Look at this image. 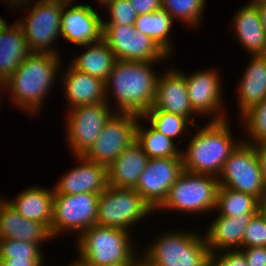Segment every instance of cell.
Wrapping results in <instances>:
<instances>
[{
	"mask_svg": "<svg viewBox=\"0 0 266 266\" xmlns=\"http://www.w3.org/2000/svg\"><path fill=\"white\" fill-rule=\"evenodd\" d=\"M62 60L61 55L29 54L0 86L2 92L9 95V103L29 116L39 117L49 92L55 90L54 83L58 84L57 81H60L61 66L64 63Z\"/></svg>",
	"mask_w": 266,
	"mask_h": 266,
	"instance_id": "1",
	"label": "cell"
},
{
	"mask_svg": "<svg viewBox=\"0 0 266 266\" xmlns=\"http://www.w3.org/2000/svg\"><path fill=\"white\" fill-rule=\"evenodd\" d=\"M156 66L152 62L116 61L105 82L106 102L114 112L143 116L153 106L160 75Z\"/></svg>",
	"mask_w": 266,
	"mask_h": 266,
	"instance_id": "2",
	"label": "cell"
},
{
	"mask_svg": "<svg viewBox=\"0 0 266 266\" xmlns=\"http://www.w3.org/2000/svg\"><path fill=\"white\" fill-rule=\"evenodd\" d=\"M230 126L228 118L194 125L196 132L181 150L184 171L218 178L225 161L243 140V136L234 137Z\"/></svg>",
	"mask_w": 266,
	"mask_h": 266,
	"instance_id": "3",
	"label": "cell"
},
{
	"mask_svg": "<svg viewBox=\"0 0 266 266\" xmlns=\"http://www.w3.org/2000/svg\"><path fill=\"white\" fill-rule=\"evenodd\" d=\"M165 230L141 249L147 266H208L210 251L202 231L188 226Z\"/></svg>",
	"mask_w": 266,
	"mask_h": 266,
	"instance_id": "4",
	"label": "cell"
},
{
	"mask_svg": "<svg viewBox=\"0 0 266 266\" xmlns=\"http://www.w3.org/2000/svg\"><path fill=\"white\" fill-rule=\"evenodd\" d=\"M134 233L124 229L93 225L76 239L77 258L83 266H107L126 261H142ZM134 237V238H133Z\"/></svg>",
	"mask_w": 266,
	"mask_h": 266,
	"instance_id": "5",
	"label": "cell"
},
{
	"mask_svg": "<svg viewBox=\"0 0 266 266\" xmlns=\"http://www.w3.org/2000/svg\"><path fill=\"white\" fill-rule=\"evenodd\" d=\"M66 1L33 0L19 11V14L25 12L17 22L24 32L31 53L61 54L55 42L61 37V14Z\"/></svg>",
	"mask_w": 266,
	"mask_h": 266,
	"instance_id": "6",
	"label": "cell"
},
{
	"mask_svg": "<svg viewBox=\"0 0 266 266\" xmlns=\"http://www.w3.org/2000/svg\"><path fill=\"white\" fill-rule=\"evenodd\" d=\"M218 189L217 177L183 171L156 213L164 210L189 216L213 213L216 209Z\"/></svg>",
	"mask_w": 266,
	"mask_h": 266,
	"instance_id": "7",
	"label": "cell"
},
{
	"mask_svg": "<svg viewBox=\"0 0 266 266\" xmlns=\"http://www.w3.org/2000/svg\"><path fill=\"white\" fill-rule=\"evenodd\" d=\"M152 213L156 215V211L135 189L108 186L98 198L96 225L133 233L134 225L140 224L144 219L147 221Z\"/></svg>",
	"mask_w": 266,
	"mask_h": 266,
	"instance_id": "8",
	"label": "cell"
},
{
	"mask_svg": "<svg viewBox=\"0 0 266 266\" xmlns=\"http://www.w3.org/2000/svg\"><path fill=\"white\" fill-rule=\"evenodd\" d=\"M99 195L95 193L75 195L54 193L52 237L59 239L60 235L66 236L69 233L77 238L82 232L96 225Z\"/></svg>",
	"mask_w": 266,
	"mask_h": 266,
	"instance_id": "9",
	"label": "cell"
},
{
	"mask_svg": "<svg viewBox=\"0 0 266 266\" xmlns=\"http://www.w3.org/2000/svg\"><path fill=\"white\" fill-rule=\"evenodd\" d=\"M218 181L219 186L248 193L262 200L266 191L256 147L242 140L225 161Z\"/></svg>",
	"mask_w": 266,
	"mask_h": 266,
	"instance_id": "10",
	"label": "cell"
},
{
	"mask_svg": "<svg viewBox=\"0 0 266 266\" xmlns=\"http://www.w3.org/2000/svg\"><path fill=\"white\" fill-rule=\"evenodd\" d=\"M177 69L185 76L190 104L199 116L198 118H206V121H219L230 116L227 115L226 99L223 98L225 97L223 79L216 68H205L194 73Z\"/></svg>",
	"mask_w": 266,
	"mask_h": 266,
	"instance_id": "11",
	"label": "cell"
},
{
	"mask_svg": "<svg viewBox=\"0 0 266 266\" xmlns=\"http://www.w3.org/2000/svg\"><path fill=\"white\" fill-rule=\"evenodd\" d=\"M114 110L107 102L69 109L64 117L65 140L72 156L84 155L94 144Z\"/></svg>",
	"mask_w": 266,
	"mask_h": 266,
	"instance_id": "12",
	"label": "cell"
},
{
	"mask_svg": "<svg viewBox=\"0 0 266 266\" xmlns=\"http://www.w3.org/2000/svg\"><path fill=\"white\" fill-rule=\"evenodd\" d=\"M103 40L117 60L158 63L171 58L134 25H103Z\"/></svg>",
	"mask_w": 266,
	"mask_h": 266,
	"instance_id": "13",
	"label": "cell"
},
{
	"mask_svg": "<svg viewBox=\"0 0 266 266\" xmlns=\"http://www.w3.org/2000/svg\"><path fill=\"white\" fill-rule=\"evenodd\" d=\"M139 117L132 113L114 112L97 140L83 156L108 168L125 148L136 140V124Z\"/></svg>",
	"mask_w": 266,
	"mask_h": 266,
	"instance_id": "14",
	"label": "cell"
},
{
	"mask_svg": "<svg viewBox=\"0 0 266 266\" xmlns=\"http://www.w3.org/2000/svg\"><path fill=\"white\" fill-rule=\"evenodd\" d=\"M183 171L182 157L150 158L135 191L156 211Z\"/></svg>",
	"mask_w": 266,
	"mask_h": 266,
	"instance_id": "15",
	"label": "cell"
},
{
	"mask_svg": "<svg viewBox=\"0 0 266 266\" xmlns=\"http://www.w3.org/2000/svg\"><path fill=\"white\" fill-rule=\"evenodd\" d=\"M66 1L61 14L60 35L77 46L96 43L103 39L102 14L90 4Z\"/></svg>",
	"mask_w": 266,
	"mask_h": 266,
	"instance_id": "16",
	"label": "cell"
},
{
	"mask_svg": "<svg viewBox=\"0 0 266 266\" xmlns=\"http://www.w3.org/2000/svg\"><path fill=\"white\" fill-rule=\"evenodd\" d=\"M76 166L64 172L54 185V193L59 194H101L108 187L107 167L75 155Z\"/></svg>",
	"mask_w": 266,
	"mask_h": 266,
	"instance_id": "17",
	"label": "cell"
},
{
	"mask_svg": "<svg viewBox=\"0 0 266 266\" xmlns=\"http://www.w3.org/2000/svg\"><path fill=\"white\" fill-rule=\"evenodd\" d=\"M160 73L157 82L155 101L150 109L187 117L194 125L198 115L190 104L185 76L173 66Z\"/></svg>",
	"mask_w": 266,
	"mask_h": 266,
	"instance_id": "18",
	"label": "cell"
},
{
	"mask_svg": "<svg viewBox=\"0 0 266 266\" xmlns=\"http://www.w3.org/2000/svg\"><path fill=\"white\" fill-rule=\"evenodd\" d=\"M60 80L67 110L106 102L105 82L78 71L71 64H68L66 70L61 71Z\"/></svg>",
	"mask_w": 266,
	"mask_h": 266,
	"instance_id": "19",
	"label": "cell"
},
{
	"mask_svg": "<svg viewBox=\"0 0 266 266\" xmlns=\"http://www.w3.org/2000/svg\"><path fill=\"white\" fill-rule=\"evenodd\" d=\"M233 17L231 28L234 39L248 55H260L266 46V32L259 7L249 0L238 8Z\"/></svg>",
	"mask_w": 266,
	"mask_h": 266,
	"instance_id": "20",
	"label": "cell"
},
{
	"mask_svg": "<svg viewBox=\"0 0 266 266\" xmlns=\"http://www.w3.org/2000/svg\"><path fill=\"white\" fill-rule=\"evenodd\" d=\"M253 216H221L218 213L203 232L210 253L242 249L247 225Z\"/></svg>",
	"mask_w": 266,
	"mask_h": 266,
	"instance_id": "21",
	"label": "cell"
},
{
	"mask_svg": "<svg viewBox=\"0 0 266 266\" xmlns=\"http://www.w3.org/2000/svg\"><path fill=\"white\" fill-rule=\"evenodd\" d=\"M0 239H14L47 244L54 240L50 229L42 223L28 220L16 212L6 201L0 202Z\"/></svg>",
	"mask_w": 266,
	"mask_h": 266,
	"instance_id": "22",
	"label": "cell"
},
{
	"mask_svg": "<svg viewBox=\"0 0 266 266\" xmlns=\"http://www.w3.org/2000/svg\"><path fill=\"white\" fill-rule=\"evenodd\" d=\"M53 197V186L52 188H47L40 185H31L22 189L14 199H4L24 218L45 224L51 231Z\"/></svg>",
	"mask_w": 266,
	"mask_h": 266,
	"instance_id": "23",
	"label": "cell"
},
{
	"mask_svg": "<svg viewBox=\"0 0 266 266\" xmlns=\"http://www.w3.org/2000/svg\"><path fill=\"white\" fill-rule=\"evenodd\" d=\"M150 158L134 140L107 168L108 186L135 189Z\"/></svg>",
	"mask_w": 266,
	"mask_h": 266,
	"instance_id": "24",
	"label": "cell"
},
{
	"mask_svg": "<svg viewBox=\"0 0 266 266\" xmlns=\"http://www.w3.org/2000/svg\"><path fill=\"white\" fill-rule=\"evenodd\" d=\"M242 78L236 86L239 118L253 105L266 99V65L260 55H249Z\"/></svg>",
	"mask_w": 266,
	"mask_h": 266,
	"instance_id": "25",
	"label": "cell"
},
{
	"mask_svg": "<svg viewBox=\"0 0 266 266\" xmlns=\"http://www.w3.org/2000/svg\"><path fill=\"white\" fill-rule=\"evenodd\" d=\"M31 54L24 32L15 21H7L0 28V86L16 71L23 60Z\"/></svg>",
	"mask_w": 266,
	"mask_h": 266,
	"instance_id": "26",
	"label": "cell"
},
{
	"mask_svg": "<svg viewBox=\"0 0 266 266\" xmlns=\"http://www.w3.org/2000/svg\"><path fill=\"white\" fill-rule=\"evenodd\" d=\"M83 50L76 56L74 55L69 62L78 71L84 72L106 82L117 59L102 39L96 43L79 46Z\"/></svg>",
	"mask_w": 266,
	"mask_h": 266,
	"instance_id": "27",
	"label": "cell"
},
{
	"mask_svg": "<svg viewBox=\"0 0 266 266\" xmlns=\"http://www.w3.org/2000/svg\"><path fill=\"white\" fill-rule=\"evenodd\" d=\"M173 26V18L162 8L155 12L140 14L134 22L136 31L149 36L170 58L175 54V44L171 36Z\"/></svg>",
	"mask_w": 266,
	"mask_h": 266,
	"instance_id": "28",
	"label": "cell"
},
{
	"mask_svg": "<svg viewBox=\"0 0 266 266\" xmlns=\"http://www.w3.org/2000/svg\"><path fill=\"white\" fill-rule=\"evenodd\" d=\"M145 121L147 126L143 124ZM136 141L149 158L181 157V144L156 130L143 116L139 117L136 124Z\"/></svg>",
	"mask_w": 266,
	"mask_h": 266,
	"instance_id": "29",
	"label": "cell"
},
{
	"mask_svg": "<svg viewBox=\"0 0 266 266\" xmlns=\"http://www.w3.org/2000/svg\"><path fill=\"white\" fill-rule=\"evenodd\" d=\"M259 200L251 194L219 186L216 209L221 216H254L258 212Z\"/></svg>",
	"mask_w": 266,
	"mask_h": 266,
	"instance_id": "30",
	"label": "cell"
},
{
	"mask_svg": "<svg viewBox=\"0 0 266 266\" xmlns=\"http://www.w3.org/2000/svg\"><path fill=\"white\" fill-rule=\"evenodd\" d=\"M143 117L156 130L161 132L166 137H169L173 141L175 142L178 141V143L179 142L181 143L184 137H185V141L186 140L188 141L186 136L188 134L190 135V131L192 127H194V124L187 117H183V116L172 114V113H167L159 109H149L143 115ZM178 137L180 139H178Z\"/></svg>",
	"mask_w": 266,
	"mask_h": 266,
	"instance_id": "31",
	"label": "cell"
},
{
	"mask_svg": "<svg viewBox=\"0 0 266 266\" xmlns=\"http://www.w3.org/2000/svg\"><path fill=\"white\" fill-rule=\"evenodd\" d=\"M206 0H161V8L173 20H179L184 27L198 29L203 24ZM198 27V28H197Z\"/></svg>",
	"mask_w": 266,
	"mask_h": 266,
	"instance_id": "32",
	"label": "cell"
},
{
	"mask_svg": "<svg viewBox=\"0 0 266 266\" xmlns=\"http://www.w3.org/2000/svg\"><path fill=\"white\" fill-rule=\"evenodd\" d=\"M238 121L246 133L243 141L254 146L266 144V99L253 105Z\"/></svg>",
	"mask_w": 266,
	"mask_h": 266,
	"instance_id": "33",
	"label": "cell"
},
{
	"mask_svg": "<svg viewBox=\"0 0 266 266\" xmlns=\"http://www.w3.org/2000/svg\"><path fill=\"white\" fill-rule=\"evenodd\" d=\"M42 244L0 239V259L46 260Z\"/></svg>",
	"mask_w": 266,
	"mask_h": 266,
	"instance_id": "34",
	"label": "cell"
},
{
	"mask_svg": "<svg viewBox=\"0 0 266 266\" xmlns=\"http://www.w3.org/2000/svg\"><path fill=\"white\" fill-rule=\"evenodd\" d=\"M107 15L103 19V25H134L137 12L128 0H114L103 8ZM108 19V20H107Z\"/></svg>",
	"mask_w": 266,
	"mask_h": 266,
	"instance_id": "35",
	"label": "cell"
},
{
	"mask_svg": "<svg viewBox=\"0 0 266 266\" xmlns=\"http://www.w3.org/2000/svg\"><path fill=\"white\" fill-rule=\"evenodd\" d=\"M266 247V221L257 212L247 225L242 241V248Z\"/></svg>",
	"mask_w": 266,
	"mask_h": 266,
	"instance_id": "36",
	"label": "cell"
},
{
	"mask_svg": "<svg viewBox=\"0 0 266 266\" xmlns=\"http://www.w3.org/2000/svg\"><path fill=\"white\" fill-rule=\"evenodd\" d=\"M208 266H247V262L239 250H224L210 253Z\"/></svg>",
	"mask_w": 266,
	"mask_h": 266,
	"instance_id": "37",
	"label": "cell"
},
{
	"mask_svg": "<svg viewBox=\"0 0 266 266\" xmlns=\"http://www.w3.org/2000/svg\"><path fill=\"white\" fill-rule=\"evenodd\" d=\"M245 257L247 266H266V247H249L239 250Z\"/></svg>",
	"mask_w": 266,
	"mask_h": 266,
	"instance_id": "38",
	"label": "cell"
},
{
	"mask_svg": "<svg viewBox=\"0 0 266 266\" xmlns=\"http://www.w3.org/2000/svg\"><path fill=\"white\" fill-rule=\"evenodd\" d=\"M138 15L161 9V0H128Z\"/></svg>",
	"mask_w": 266,
	"mask_h": 266,
	"instance_id": "39",
	"label": "cell"
},
{
	"mask_svg": "<svg viewBox=\"0 0 266 266\" xmlns=\"http://www.w3.org/2000/svg\"><path fill=\"white\" fill-rule=\"evenodd\" d=\"M46 260L0 259V266H45Z\"/></svg>",
	"mask_w": 266,
	"mask_h": 266,
	"instance_id": "40",
	"label": "cell"
},
{
	"mask_svg": "<svg viewBox=\"0 0 266 266\" xmlns=\"http://www.w3.org/2000/svg\"><path fill=\"white\" fill-rule=\"evenodd\" d=\"M262 173V181L266 191V144L256 145Z\"/></svg>",
	"mask_w": 266,
	"mask_h": 266,
	"instance_id": "41",
	"label": "cell"
},
{
	"mask_svg": "<svg viewBox=\"0 0 266 266\" xmlns=\"http://www.w3.org/2000/svg\"><path fill=\"white\" fill-rule=\"evenodd\" d=\"M33 0H0V3L4 2L6 4V6L8 5V7H6L8 10H12L13 9H18L20 11V9H24L26 6H28Z\"/></svg>",
	"mask_w": 266,
	"mask_h": 266,
	"instance_id": "42",
	"label": "cell"
},
{
	"mask_svg": "<svg viewBox=\"0 0 266 266\" xmlns=\"http://www.w3.org/2000/svg\"><path fill=\"white\" fill-rule=\"evenodd\" d=\"M258 212L266 221V196L262 200H259Z\"/></svg>",
	"mask_w": 266,
	"mask_h": 266,
	"instance_id": "43",
	"label": "cell"
},
{
	"mask_svg": "<svg viewBox=\"0 0 266 266\" xmlns=\"http://www.w3.org/2000/svg\"><path fill=\"white\" fill-rule=\"evenodd\" d=\"M260 9L261 19H262V25L266 32V5L258 6Z\"/></svg>",
	"mask_w": 266,
	"mask_h": 266,
	"instance_id": "44",
	"label": "cell"
},
{
	"mask_svg": "<svg viewBox=\"0 0 266 266\" xmlns=\"http://www.w3.org/2000/svg\"><path fill=\"white\" fill-rule=\"evenodd\" d=\"M141 261H126L117 264H111L107 266H137Z\"/></svg>",
	"mask_w": 266,
	"mask_h": 266,
	"instance_id": "45",
	"label": "cell"
},
{
	"mask_svg": "<svg viewBox=\"0 0 266 266\" xmlns=\"http://www.w3.org/2000/svg\"><path fill=\"white\" fill-rule=\"evenodd\" d=\"M114 1V0H96V3L98 6H100L101 9H103L109 2Z\"/></svg>",
	"mask_w": 266,
	"mask_h": 266,
	"instance_id": "46",
	"label": "cell"
},
{
	"mask_svg": "<svg viewBox=\"0 0 266 266\" xmlns=\"http://www.w3.org/2000/svg\"><path fill=\"white\" fill-rule=\"evenodd\" d=\"M254 5L263 6L266 5V0H250Z\"/></svg>",
	"mask_w": 266,
	"mask_h": 266,
	"instance_id": "47",
	"label": "cell"
},
{
	"mask_svg": "<svg viewBox=\"0 0 266 266\" xmlns=\"http://www.w3.org/2000/svg\"><path fill=\"white\" fill-rule=\"evenodd\" d=\"M67 266H83V265H81L80 263H78L74 259H72V261H70Z\"/></svg>",
	"mask_w": 266,
	"mask_h": 266,
	"instance_id": "48",
	"label": "cell"
},
{
	"mask_svg": "<svg viewBox=\"0 0 266 266\" xmlns=\"http://www.w3.org/2000/svg\"><path fill=\"white\" fill-rule=\"evenodd\" d=\"M260 56L266 65V46H265V49L263 50V52L260 54Z\"/></svg>",
	"mask_w": 266,
	"mask_h": 266,
	"instance_id": "49",
	"label": "cell"
},
{
	"mask_svg": "<svg viewBox=\"0 0 266 266\" xmlns=\"http://www.w3.org/2000/svg\"><path fill=\"white\" fill-rule=\"evenodd\" d=\"M0 109H1V104H2V102H5V101H2L1 99H2V97H4L5 95H4V93L2 92V90H1V87H0ZM2 96V97H1ZM1 111V110H0Z\"/></svg>",
	"mask_w": 266,
	"mask_h": 266,
	"instance_id": "50",
	"label": "cell"
},
{
	"mask_svg": "<svg viewBox=\"0 0 266 266\" xmlns=\"http://www.w3.org/2000/svg\"><path fill=\"white\" fill-rule=\"evenodd\" d=\"M6 22V19L5 17L3 18L1 15H0V28L1 26Z\"/></svg>",
	"mask_w": 266,
	"mask_h": 266,
	"instance_id": "51",
	"label": "cell"
},
{
	"mask_svg": "<svg viewBox=\"0 0 266 266\" xmlns=\"http://www.w3.org/2000/svg\"><path fill=\"white\" fill-rule=\"evenodd\" d=\"M137 266H147L143 261H141Z\"/></svg>",
	"mask_w": 266,
	"mask_h": 266,
	"instance_id": "52",
	"label": "cell"
}]
</instances>
